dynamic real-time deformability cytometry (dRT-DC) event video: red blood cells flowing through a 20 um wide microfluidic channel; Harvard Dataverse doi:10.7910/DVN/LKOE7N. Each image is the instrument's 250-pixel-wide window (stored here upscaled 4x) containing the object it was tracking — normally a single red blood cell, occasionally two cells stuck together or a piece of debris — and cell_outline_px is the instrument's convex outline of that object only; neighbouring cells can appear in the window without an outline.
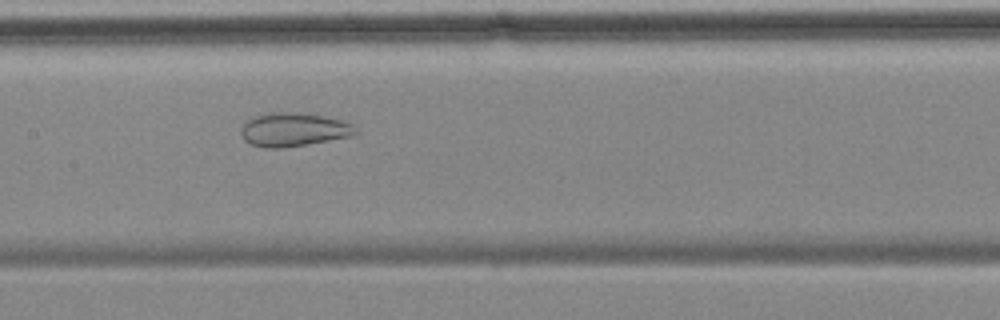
{"species": "common noctule bat (a hibernating species)", "species_latin": "Nyctalus noctula", "temperature_condition": "cold", "stored_images_in_passage": 57, "camera_frame_rate_fps": 3000, "um_per_image_px": 0.085, "animal": {"sex": "female", "body_mass_g": 18.4}, "frame": {"image": 1, "passage_image": 27, "time_ms": 8.667, "image_size_px": [1000, 320], "cell_outline_px": [[356, 132], [352, 136], [284, 148], [264, 148], [252, 144], [244, 140], [240, 132], [240, 128], [248, 120], [256, 116], [276, 112], [296, 112], [324, 116], [340, 120], [352, 124], [356, 128]], "centroid_in_image_um": [24.94, 11.02], "position_along_channel_um": 182.5, "area_um2": 22.25}}
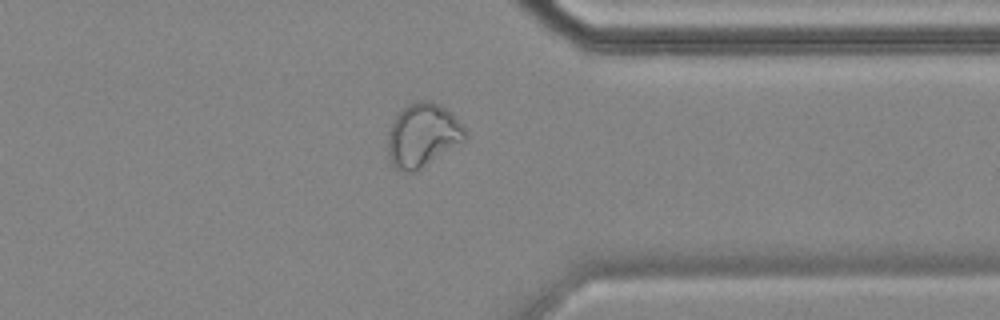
{"frame": {"image": 2, "passage_image": 44, "time_ms": 14.333, "image_size_px": [1000, 320], "cell_outline_px": [[468, 140], [416, 172], [408, 172], [392, 168], [388, 156], [388, 132], [396, 116], [408, 104], [416, 100], [432, 100], [440, 104], [452, 112], [468, 132]], "centroid_in_image_um": [35.97, 11.51], "position_along_channel_um": 375.4, "area_um2": 29.36}}
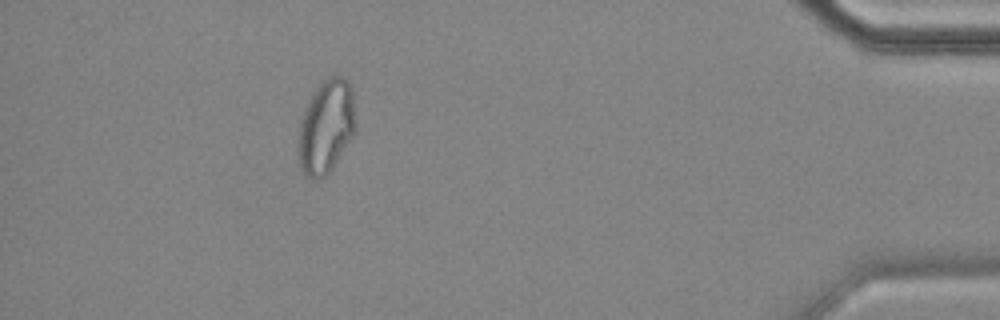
{"frame": {"image": 3, "passage_image": 51, "time_ms": 16.667, "image_size_px": [1000, 320], "cell_outline_px": [[356, 128], [352, 136], [332, 168], [324, 176], [316, 180], [308, 176], [296, 164], [300, 120], [304, 108], [312, 92], [328, 76], [340, 76], [348, 80], [352, 88], [356, 124]], "centroid_in_image_um": [27.69, 10.76], "position_along_channel_um": 407.5, "area_um2": 31.56}, "authors_computed_cell_mechanics": {"area_um2": 29.3624, "velocity_mm_per_s": 3.5077, "shape_relaxation_time_tau1_ms": null, "shape_relaxation_time_tau2_ms": 1.9997, "deformation_change_tau1": null, "deformation_change_tau2": 0.078}}